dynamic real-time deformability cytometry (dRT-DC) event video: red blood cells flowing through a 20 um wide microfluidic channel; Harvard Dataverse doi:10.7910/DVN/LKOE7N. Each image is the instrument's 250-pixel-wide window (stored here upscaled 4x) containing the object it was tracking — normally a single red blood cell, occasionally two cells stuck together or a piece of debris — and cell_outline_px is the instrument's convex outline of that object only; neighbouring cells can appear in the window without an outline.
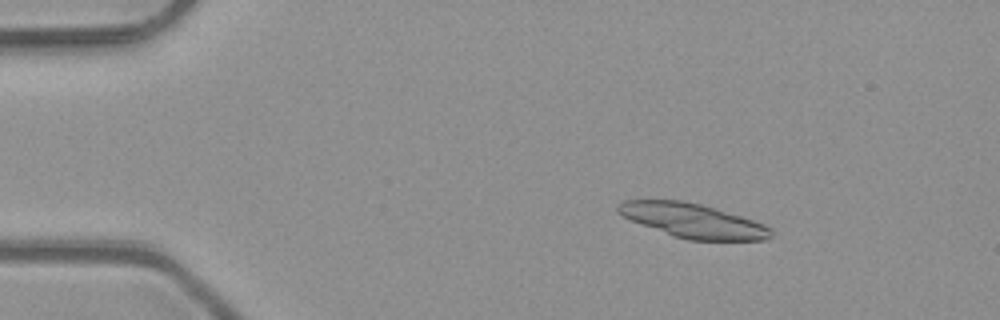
{"species": "common noctule bat (a hibernating species)", "species_latin": "Nyctalus noctula", "temperature_condition": "room temperature", "stored_images_in_passage": 25, "camera_frame_rate_fps": 3000, "um_per_image_px": 0.085, "animal": {"sex": "male", "body_mass_g": 23.1, "forearm_length_mm": 52.7}, "frame": {"image": 1, "passage_image": 3, "time_ms": 0.667, "image_size_px": [1000, 320], "cell_outline_px": [[772, 236], [764, 240], [688, 240], [672, 236], [640, 224], [616, 212], [616, 204], [624, 200], [680, 200], [700, 204], [716, 208], [764, 224], [772, 228]], "centroid_in_image_um": [58.87, 18.75], "position_along_channel_um": 26.1, "area_um2": 30.46}}
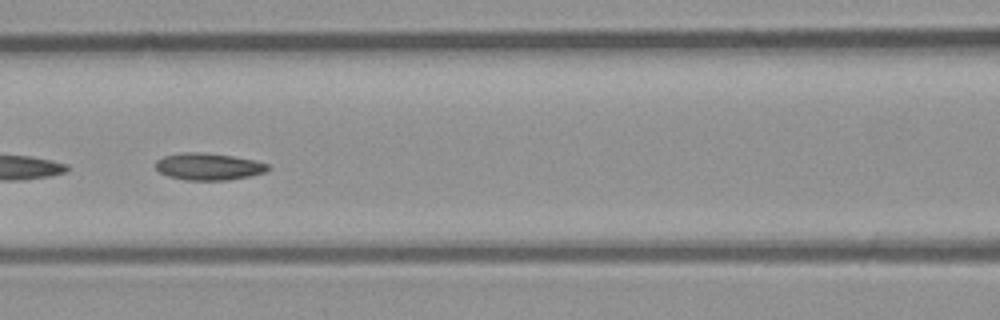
{"frame": {"image": 2, "passage_image": 18, "time_ms": 5.667, "image_size_px": [1000, 320], "cell_outline_px": [[272, 168], [264, 172], [248, 176], [228, 180], [184, 180], [168, 176], [160, 172], [156, 168], [156, 160], [164, 156], [180, 152], [200, 152], [232, 156], [256, 160], [268, 164]], "centroid_in_image_um": [17.72, 14.15], "position_along_channel_um": 148.9, "area_um2": 17.69}}
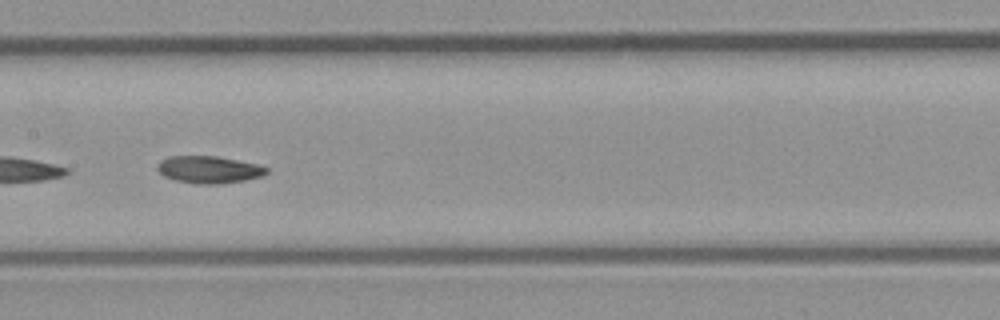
{"frame": {"image": 3, "passage_image": 21, "time_ms": 6.667, "image_size_px": [1000, 320], "cell_outline_px": [[268, 172], [264, 176], [244, 180], [220, 184], [200, 184], [176, 180], [164, 176], [156, 168], [156, 164], [160, 160], [168, 156], [216, 156], [260, 164], [268, 168]], "centroid_in_image_um": [17.77, 14.41], "position_along_channel_um": 189.6, "area_um2": 17.46}}